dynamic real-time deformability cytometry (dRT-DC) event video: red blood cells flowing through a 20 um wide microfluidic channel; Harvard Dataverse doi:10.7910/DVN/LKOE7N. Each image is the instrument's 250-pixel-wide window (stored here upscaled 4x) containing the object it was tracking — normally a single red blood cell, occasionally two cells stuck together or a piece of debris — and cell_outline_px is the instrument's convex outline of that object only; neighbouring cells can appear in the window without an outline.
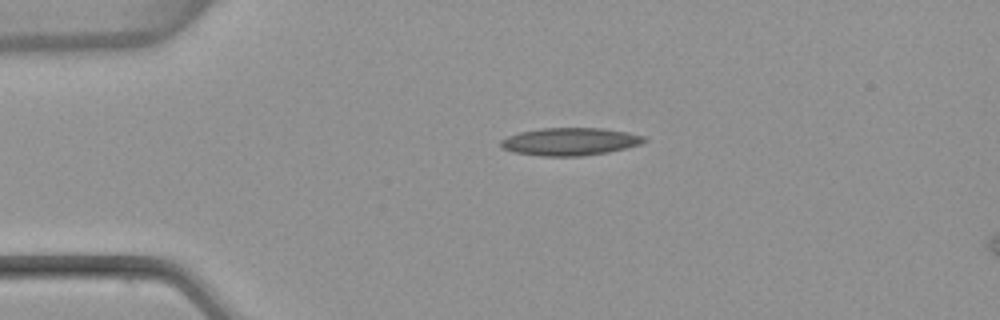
{"species": "common noctule bat (a hibernating species)", "species_latin": "Nyctalus noctula", "temperature_condition": "warm", "stored_images_in_passage": 42, "camera_frame_rate_fps": 3000, "um_per_image_px": 0.085, "animal": {"sex": "female", "body_mass_g": 22.7, "forearm_length_mm": 54.2}, "frame": {"image": 1, "passage_image": 1, "time_ms": 0.0, "image_size_px": [1000, 320], "cell_outline_px": [[648, 140], [640, 144], [608, 152], [580, 156], [540, 156], [512, 152], [504, 148], [500, 144], [500, 140], [508, 136], [520, 132], [540, 128], [600, 128], [628, 132], [644, 136]], "centroid_in_image_um": [48.44, 12.03], "position_along_channel_um": 36.6, "area_um2": 23.06}}
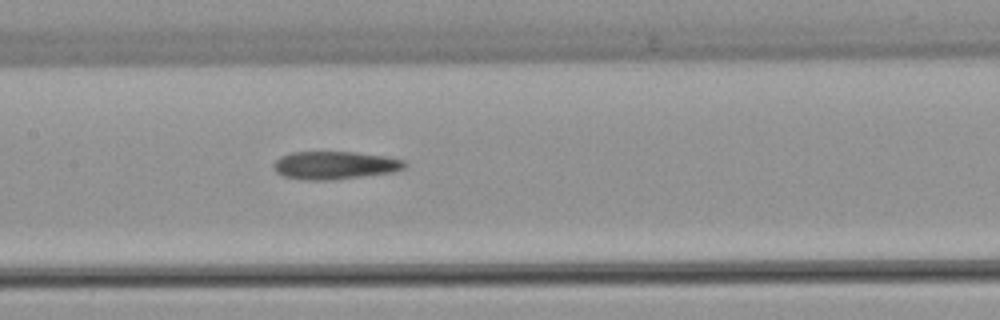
{"frame": {"image": 2, "passage_image": 15, "time_ms": 4.667, "image_size_px": [1000, 320], "cell_outline_px": [[408, 164], [404, 168], [392, 172], [336, 180], [300, 180], [284, 176], [276, 172], [272, 168], [272, 164], [280, 156], [292, 152], [356, 152], [384, 156], [404, 160]], "centroid_in_image_um": [28.42, 14.05], "position_along_channel_um": 179.0, "area_um2": 21.56}}
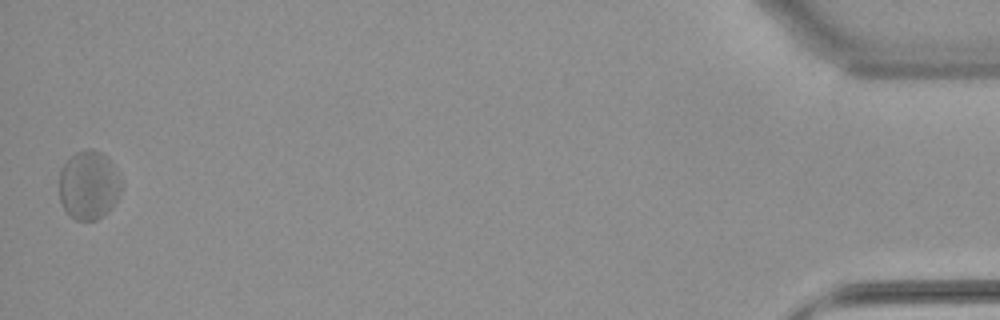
{"frame": {"image": 3, "passage_image": 42, "time_ms": 13.667, "image_size_px": [1000, 320], "cell_outline_px": [[124, 184], [120, 196], [108, 212], [96, 220], [76, 220], [64, 208], [60, 200], [60, 172], [64, 164], [76, 152], [88, 148], [92, 148], [108, 156]], "centroid_in_image_um": [7.59, 15.73], "position_along_channel_um": 427.6, "area_um2": 25.09}, "authors_computed_cell_mechanics": {"area_um2": 22.3397, "velocity_mm_per_s": 3.8175, "shape_relaxation_time_tau1_ms": null, "shape_relaxation_time_tau2_ms": 4.1045, "deformation_change_tau1": null, "deformation_change_tau2": 0.1276}}